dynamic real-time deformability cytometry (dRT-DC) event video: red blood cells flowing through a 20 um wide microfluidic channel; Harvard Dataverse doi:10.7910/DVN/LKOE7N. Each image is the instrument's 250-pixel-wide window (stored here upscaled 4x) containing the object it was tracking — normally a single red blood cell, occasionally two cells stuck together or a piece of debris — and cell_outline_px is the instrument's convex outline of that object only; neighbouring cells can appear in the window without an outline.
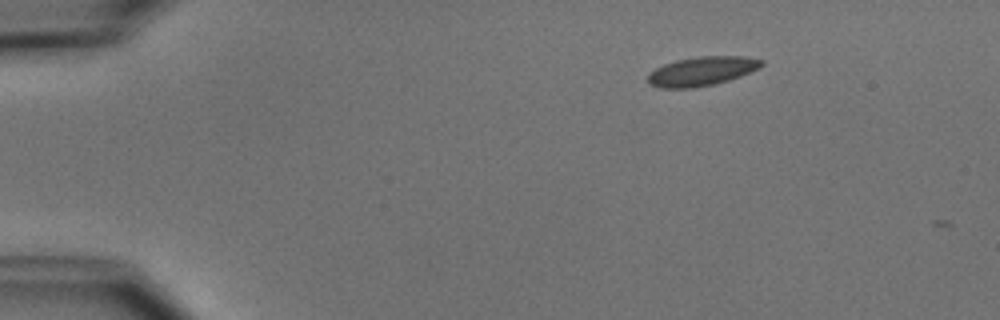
{"species": "common noctule bat (a hibernating species)", "species_latin": "Nyctalus noctula", "temperature_condition": "cold", "stored_images_in_passage": 2, "camera_frame_rate_fps": 3000, "um_per_image_px": 0.085, "animal": {"sex": "male", "body_mass_g": 15.6}, "frame": {"image": 1, "passage_image": 1, "time_ms": 0.0, "image_size_px": [1000, 320], "cell_outline_px": [[764, 64], [740, 76], [728, 80], [712, 84], [692, 88], [660, 88], [648, 84], [648, 72], [664, 64], [676, 60], [700, 56], [744, 56], [764, 60]], "centroid_in_image_um": [59.61, 6.05], "position_along_channel_um": 25.4, "area_um2": 19.13}}